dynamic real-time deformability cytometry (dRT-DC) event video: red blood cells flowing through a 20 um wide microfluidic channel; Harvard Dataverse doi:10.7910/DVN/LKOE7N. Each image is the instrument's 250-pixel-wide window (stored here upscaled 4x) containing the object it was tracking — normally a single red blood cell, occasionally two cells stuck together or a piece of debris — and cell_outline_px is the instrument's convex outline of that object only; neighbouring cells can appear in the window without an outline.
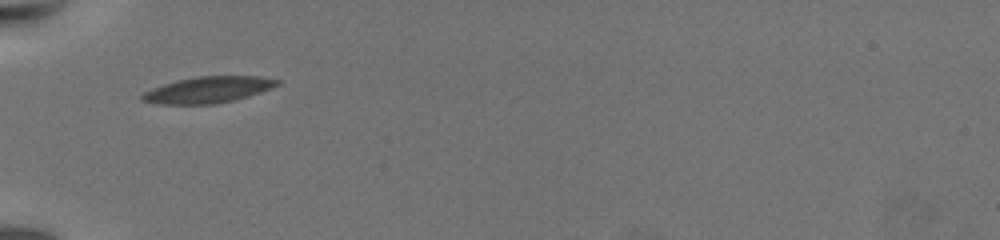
{"species": "common noctule bat (a hibernating species)", "species_latin": "Nyctalus noctula", "temperature_condition": "warm", "stored_images_in_passage": 8, "camera_frame_rate_fps": 3000, "um_per_image_px": 0.085, "animal": {"sex": "female", "body_mass_g": 19.5, "forearm_length_mm": 54.1}, "frame": {"image": 1, "passage_image": 1, "time_ms": 0.0, "image_size_px": [1000, 240], "cell_outline_px": [[280, 84], [272, 88], [248, 96], [216, 104], [156, 104], [140, 100], [140, 96], [144, 92], [152, 88], [176, 80], [196, 76], [260, 76], [280, 80]], "centroid_in_image_um": [17.67, 7.63], "position_along_channel_um": 67.3, "area_um2": 20.75}}
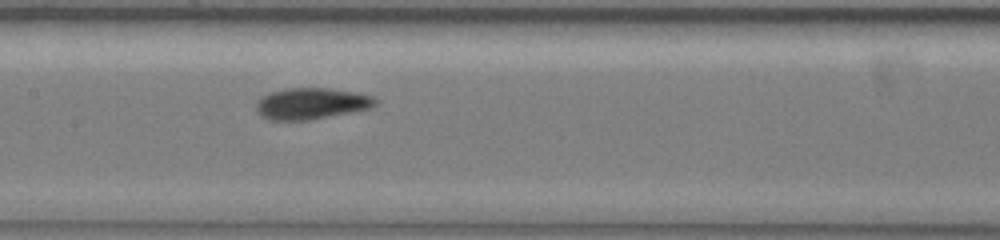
{"frame": {"image": 2, "passage_image": 5, "time_ms": 3.667, "image_size_px": [1000, 240], "cell_outline_px": [[380, 100], [372, 108], [308, 120], [268, 120], [260, 116], [256, 108], [256, 100], [260, 96], [284, 88], [328, 88], [356, 92], [376, 96]], "centroid_in_image_um": [26.48, 8.79], "position_along_channel_um": 180.9, "area_um2": 22.08}}
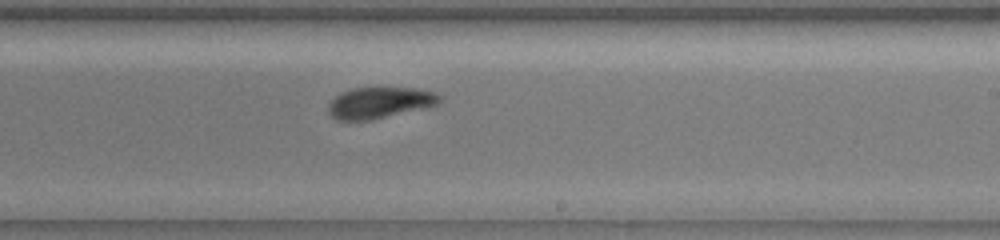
{"frame": {"image": 3, "passage_image": 8, "time_ms": 6.0, "image_size_px": [1000, 240], "cell_outline_px": [[444, 96], [436, 104], [428, 108], [372, 120], [336, 120], [328, 112], [328, 104], [336, 96], [352, 88], [380, 84], [416, 88], [436, 92]], "centroid_in_image_um": [32.33, 8.68], "position_along_channel_um": 256.7, "area_um2": 21.33}}